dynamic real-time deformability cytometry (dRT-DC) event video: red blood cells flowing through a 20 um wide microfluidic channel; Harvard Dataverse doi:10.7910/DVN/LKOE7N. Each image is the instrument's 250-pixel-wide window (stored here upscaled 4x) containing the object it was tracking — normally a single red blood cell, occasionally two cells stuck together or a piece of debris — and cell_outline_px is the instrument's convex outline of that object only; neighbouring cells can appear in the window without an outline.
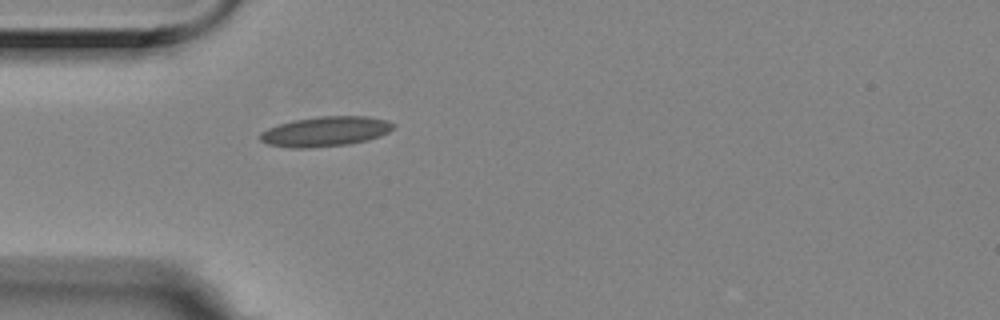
{"species": "Egyptian fruit bat (a non-hibernating species)", "species_latin": "Rousettus aegyptiacus", "temperature_condition": "room temperature", "stored_images_in_passage": 1, "camera_frame_rate_fps": 3000, "um_per_image_px": 0.085, "animal": {"sex": "female"}, "frame": {"image": 1, "passage_image": 1, "time_ms": 0.0, "image_size_px": [1000, 320], "cell_outline_px": [[396, 124], [388, 132], [380, 136], [368, 140], [348, 144], [304, 148], [296, 148], [268, 144], [260, 140], [260, 132], [268, 128], [292, 120], [320, 116], [368, 116], [388, 120]], "centroid_in_image_um": [27.68, 11.16], "position_along_channel_um": 57.3, "area_um2": 23.12}}